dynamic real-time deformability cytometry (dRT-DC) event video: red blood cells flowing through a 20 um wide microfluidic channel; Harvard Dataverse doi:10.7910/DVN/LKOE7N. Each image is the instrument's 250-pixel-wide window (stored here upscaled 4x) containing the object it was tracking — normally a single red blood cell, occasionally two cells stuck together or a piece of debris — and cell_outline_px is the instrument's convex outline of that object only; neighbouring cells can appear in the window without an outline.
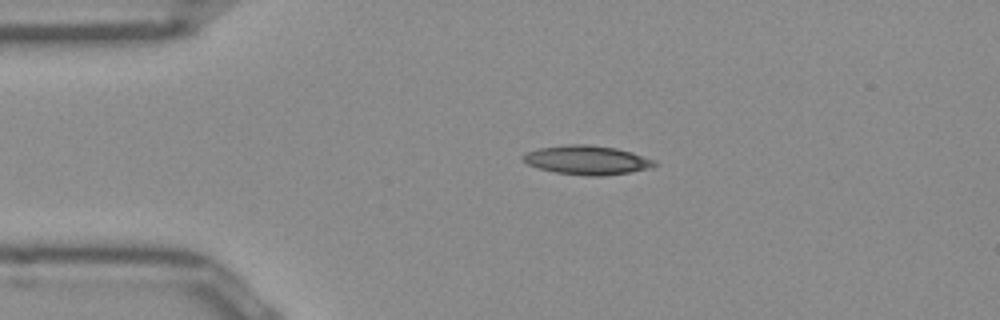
{"species": "Egyptian fruit bat (a non-hibernating species)", "species_latin": "Rousettus aegyptiacus", "temperature_condition": "room temperature", "stored_images_in_passage": 41, "camera_frame_rate_fps": 3000, "um_per_image_px": 0.085, "frame": {"image": 1, "passage_image": 1, "time_ms": 0.0, "image_size_px": [1000, 320], "cell_outline_px": [[656, 164], [648, 168], [628, 172], [604, 176], [584, 176], [556, 172], [540, 168], [528, 164], [520, 156], [524, 152], [540, 148], [572, 144], [588, 144], [616, 148], [632, 152], [656, 160]], "centroid_in_image_um": [49.88, 13.6], "position_along_channel_um": 35.1, "area_um2": 22.14}}
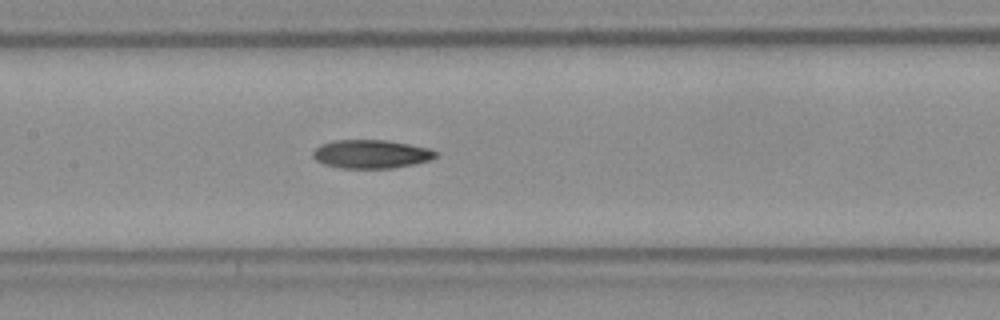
{"frame": {"image": 2, "passage_image": 14, "time_ms": 4.333, "image_size_px": [1000, 320], "cell_outline_px": [[436, 156], [428, 160], [412, 164], [392, 168], [340, 168], [324, 164], [316, 160], [312, 156], [312, 152], [320, 144], [332, 140], [388, 140], [428, 148], [436, 152]], "centroid_in_image_um": [31.48, 13.09], "position_along_channel_um": 175.9, "area_um2": 20.29}}
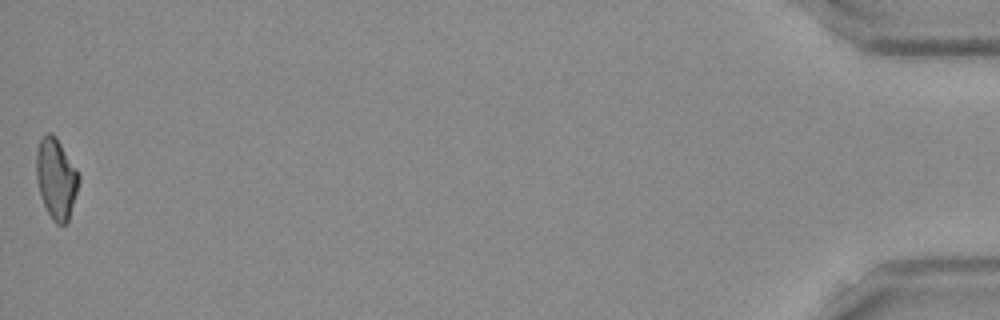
{"frame": {"image": 3, "passage_image": 41, "time_ms": 13.333, "image_size_px": [1000, 320], "cell_outline_px": [[80, 180], [68, 220], [64, 224], [56, 224], [52, 220], [44, 204], [36, 180], [36, 152], [40, 140], [48, 132], [52, 132], [56, 136], [76, 168], [80, 176]], "centroid_in_image_um": [4.77, 15.15], "position_along_channel_um": 430.4, "area_um2": 19.77}, "authors_computed_cell_mechanics": {"area_um2": 20.23, "velocity_mm_per_s": 3.9764, "shape_relaxation_time_tau1_ms": null, "shape_relaxation_time_tau2_ms": 10.733, "deformation_change_tau1": null, "deformation_change_tau2": 0.2243}}